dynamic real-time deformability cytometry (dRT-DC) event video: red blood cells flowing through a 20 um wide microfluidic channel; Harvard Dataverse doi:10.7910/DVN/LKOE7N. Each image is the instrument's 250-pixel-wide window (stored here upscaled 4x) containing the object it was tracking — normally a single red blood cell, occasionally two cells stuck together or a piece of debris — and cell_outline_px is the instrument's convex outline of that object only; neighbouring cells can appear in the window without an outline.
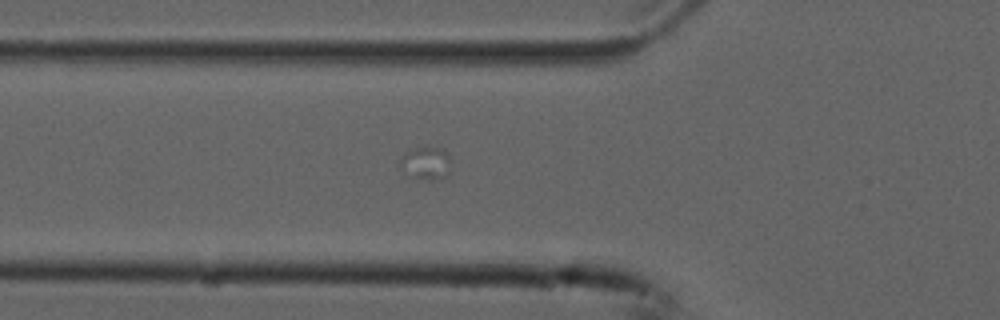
{"species": "common noctule bat (a hibernating species)", "species_latin": "Nyctalus noctula", "temperature_condition": "cold", "stored_images_in_passage": 8, "camera_frame_rate_fps": 3000, "um_per_image_px": 0.085, "animal": {"sex": "male", "forearm_length_mm": 52.5}, "frame": {"image": 1, "passage_image": 4, "time_ms": 1.0, "image_size_px": [1000, 320], "cell_outline_px": [[448, 176], [432, 180], [428, 180], [408, 176], [396, 164], [396, 160], [404, 152], [428, 144], [444, 148], [448, 156]], "centroid_in_image_um": [36.11, 13.82], "position_along_channel_um": 89.7, "area_um2": 10.29}}